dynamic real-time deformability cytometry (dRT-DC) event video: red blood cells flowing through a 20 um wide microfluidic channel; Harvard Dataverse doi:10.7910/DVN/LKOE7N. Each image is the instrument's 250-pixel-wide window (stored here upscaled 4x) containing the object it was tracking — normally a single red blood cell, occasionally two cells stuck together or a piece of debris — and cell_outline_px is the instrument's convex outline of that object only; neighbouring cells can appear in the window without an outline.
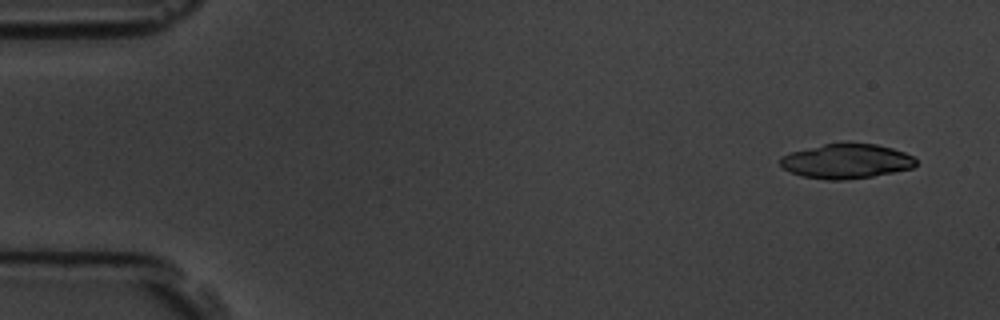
{"species": "common noctule bat (a hibernating species)", "species_latin": "Nyctalus noctula", "temperature_condition": "room temperature", "stored_images_in_passage": 11, "camera_frame_rate_fps": 3000, "um_per_image_px": 0.085, "animal": {"sex": "male", "body_mass_g": 19.5, "forearm_length_mm": 54.6}, "frame": {"image": 1, "passage_image": 1, "time_ms": 0.0, "image_size_px": [1000, 320], "cell_outline_px": [[916, 164], [912, 168], [872, 176], [844, 180], [828, 180], [804, 176], [792, 172], [784, 168], [780, 164], [780, 156], [792, 152], [824, 144], [876, 144], [892, 148], [904, 152], [912, 156], [916, 160]], "centroid_in_image_um": [71.95, 13.71], "position_along_channel_um": 13.1, "area_um2": 26.88}}
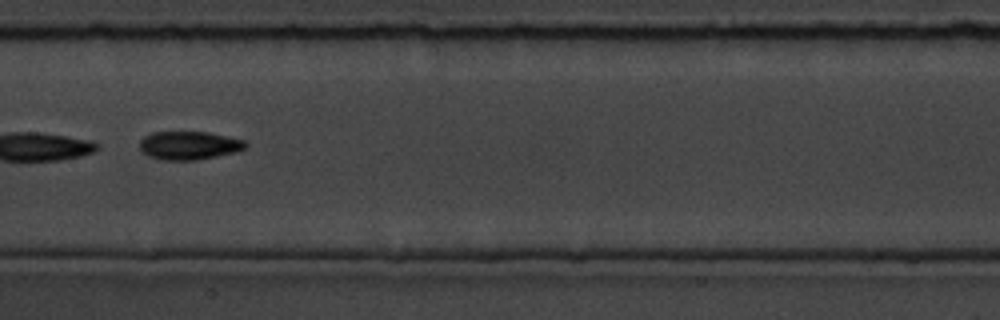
{"frame": {"image": 2, "passage_image": 8, "time_ms": 8.0, "image_size_px": [1000, 320], "cell_outline_px": [[248, 144], [244, 148], [236, 152], [196, 160], [164, 160], [148, 156], [140, 152], [140, 140], [144, 136], [152, 132], [208, 132], [244, 140]], "centroid_in_image_um": [16.03, 12.36], "position_along_channel_um": 191.4, "area_um2": 17.51}}
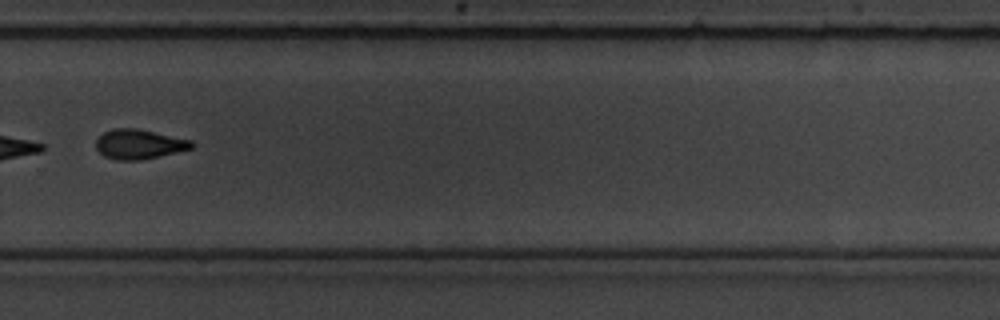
{"frame": {"image": 3, "passage_image": 11, "time_ms": 11.333, "image_size_px": [1000, 320], "cell_outline_px": [[196, 144], [192, 148], [176, 152], [140, 160], [116, 160], [104, 156], [96, 148], [96, 140], [104, 132], [112, 128], [136, 128], [192, 140]], "centroid_in_image_um": [11.82, 12.25], "position_along_channel_um": 318.0, "area_um2": 16.47}}